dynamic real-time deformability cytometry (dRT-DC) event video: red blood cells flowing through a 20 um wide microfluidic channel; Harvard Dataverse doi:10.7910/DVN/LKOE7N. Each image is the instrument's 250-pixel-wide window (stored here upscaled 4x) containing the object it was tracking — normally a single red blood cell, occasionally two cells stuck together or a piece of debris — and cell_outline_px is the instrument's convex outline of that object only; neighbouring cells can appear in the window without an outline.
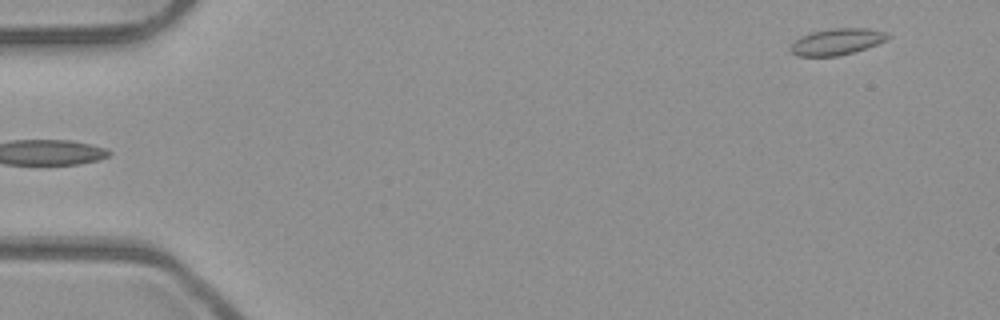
{"species": "common noctule bat (a hibernating species)", "species_latin": "Nyctalus noctula", "temperature_condition": "room temperature", "stored_images_in_passage": 6, "segment_of_instrument_passage": [2, 2], "camera_frame_rate_fps": 3000, "um_per_image_px": 0.085, "animal": {"sex": "male", "body_mass_g": 23.1, "forearm_length_mm": 52.7}, "frame": {"image": 1, "passage_image": 6, "time_ms": 1.667, "image_size_px": [1000, 320], "cell_outline_px": [[892, 36], [876, 44], [852, 52], [836, 56], [796, 56], [788, 48], [800, 36], [812, 32], [832, 28], [868, 28], [888, 32]], "centroid_in_image_um": [71.12, 3.53], "position_along_channel_um": 13.9, "area_um2": 14.85}}